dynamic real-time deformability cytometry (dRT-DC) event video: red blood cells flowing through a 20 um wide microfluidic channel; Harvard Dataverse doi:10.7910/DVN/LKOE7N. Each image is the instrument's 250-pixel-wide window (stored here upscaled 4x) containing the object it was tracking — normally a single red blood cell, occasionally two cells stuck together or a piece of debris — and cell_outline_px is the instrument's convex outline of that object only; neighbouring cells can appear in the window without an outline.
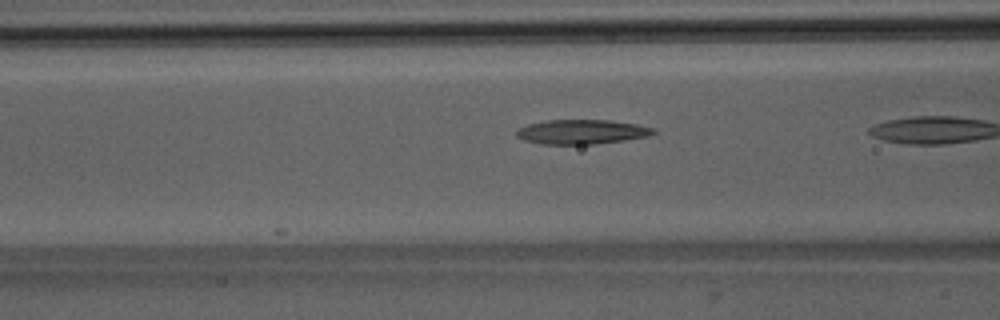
{"species": "Egyptian fruit bat (a non-hibernating species)", "species_latin": "Rousettus aegyptiacus", "temperature_condition": "room temperature", "stored_images_in_passage": 11, "camera_frame_rate_fps": 3000, "um_per_image_px": 0.085, "animal": {"sex": "male"}, "frame": {"image": 1, "passage_image": 10, "time_ms": 3.0, "image_size_px": [1000, 320], "cell_outline_px": [[656, 132], [648, 136], [624, 140], [596, 144], [540, 144], [524, 140], [516, 136], [516, 128], [528, 124], [548, 120], [608, 120], [636, 124], [652, 128]], "centroid_in_image_um": [49.39, 11.21], "position_along_channel_um": 117.2, "area_um2": 19.48}}